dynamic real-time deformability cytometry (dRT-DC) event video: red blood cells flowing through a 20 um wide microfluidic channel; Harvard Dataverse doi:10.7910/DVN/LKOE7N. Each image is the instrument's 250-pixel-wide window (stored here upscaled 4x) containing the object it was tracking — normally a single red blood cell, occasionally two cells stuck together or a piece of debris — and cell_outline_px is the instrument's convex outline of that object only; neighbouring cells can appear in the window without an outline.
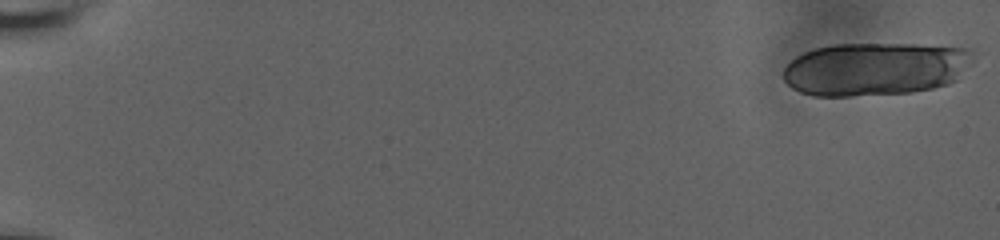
{"species": "human", "species_latin": "Homo sapiens", "temperature_condition": "room temperature", "stored_images_in_passage": 16, "camera_frame_rate_fps": 3000, "um_per_image_px": 0.085, "donor": {"sex": "male"}, "frame": {"image": 1, "passage_image": 1, "time_ms": 0.0, "image_size_px": [1000, 240], "cell_outline_px": [[972, 64], [956, 80], [948, 84], [932, 88], [912, 92], [852, 96], [812, 96], [800, 92], [792, 88], [784, 80], [784, 68], [796, 56], [804, 52], [816, 48], [832, 44], [916, 44], [972, 48]], "centroid_in_image_um": [74.42, 5.85], "position_along_channel_um": 10.6, "area_um2": 59.25}}
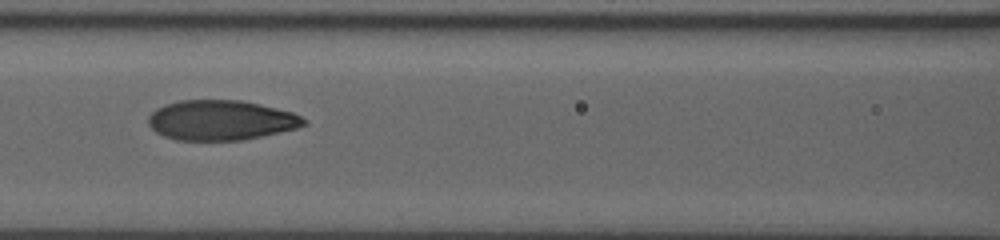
{"frame": {"image": 2, "passage_image": 14, "time_ms": 9.667, "image_size_px": [1000, 240], "cell_outline_px": [[308, 124], [296, 128], [280, 132], [240, 140], [176, 140], [164, 136], [156, 132], [148, 124], [148, 116], [156, 108], [164, 104], [180, 100], [240, 100], [276, 108], [292, 112], [308, 120]], "centroid_in_image_um": [18.76, 10.21], "position_along_channel_um": 147.8, "area_um2": 36.18}}
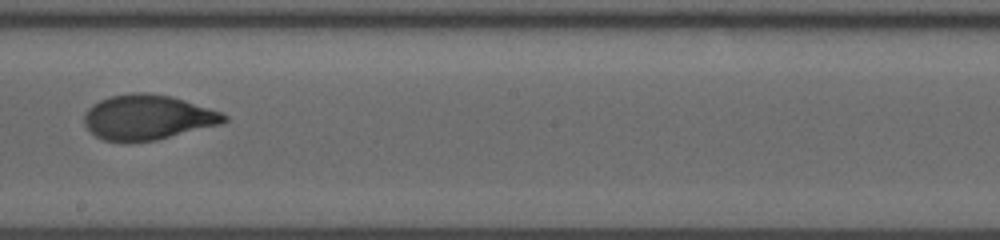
{"frame": {"image": 3, "passage_image": 16, "time_ms": 12.0, "image_size_px": [1000, 240], "cell_outline_px": [[228, 120], [220, 124], [156, 140], [128, 144], [104, 140], [96, 136], [84, 124], [84, 112], [92, 104], [108, 96], [132, 92], [148, 92], [172, 96], [220, 112], [228, 116]], "centroid_in_image_um": [12.5, 9.98], "position_along_channel_um": 235.7, "area_um2": 36.99}}